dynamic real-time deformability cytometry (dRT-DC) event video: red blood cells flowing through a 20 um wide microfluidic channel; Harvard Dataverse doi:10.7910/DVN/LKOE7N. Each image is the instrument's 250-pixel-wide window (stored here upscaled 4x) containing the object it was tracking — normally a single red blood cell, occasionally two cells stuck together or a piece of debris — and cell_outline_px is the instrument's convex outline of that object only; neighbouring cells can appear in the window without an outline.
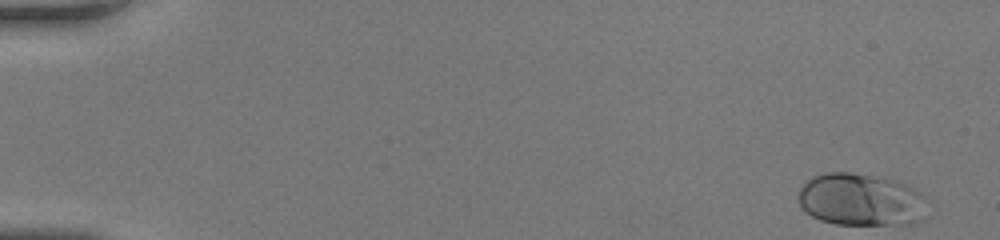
{"species": "human", "species_latin": "Homo sapiens", "temperature_condition": "room temperature", "stored_images_in_passage": 50, "camera_frame_rate_fps": 3000, "um_per_image_px": 0.085, "donor": {"sex": "female"}, "frame": {"image": 1, "passage_image": 1, "time_ms": 0.0, "image_size_px": [1000, 240], "cell_outline_px": [[924, 220], [912, 224], [836, 224], [820, 220], [804, 212], [800, 208], [796, 196], [800, 188], [812, 176], [824, 172], [848, 172], [884, 176], [908, 184], [916, 188], [920, 192]], "centroid_in_image_um": [73.11, 16.96], "position_along_channel_um": 11.9, "area_um2": 39.88}}
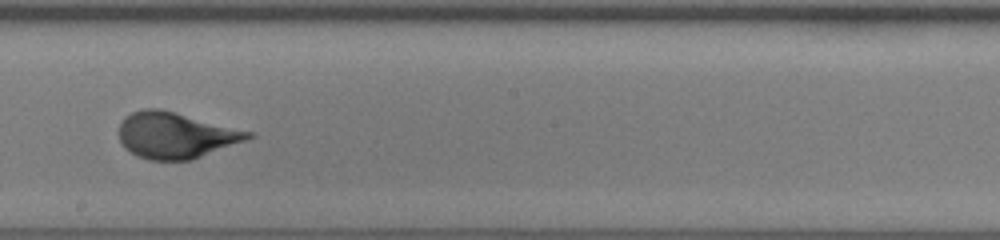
{"frame": {"image": 2, "passage_image": 29, "time_ms": 9.333, "image_size_px": [1000, 240], "cell_outline_px": [[256, 136], [192, 160], [148, 160], [136, 156], [124, 148], [120, 140], [120, 124], [124, 116], [132, 112], [144, 108], [160, 108], [252, 132]], "centroid_in_image_um": [14.9, 11.5], "position_along_channel_um": 233.3, "area_um2": 34.62}}
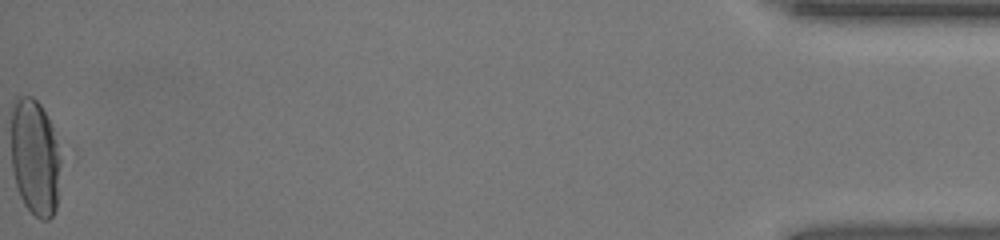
{"frame": {"image": 3, "passage_image": 50, "time_ms": 16.333, "image_size_px": [1000, 240], "cell_outline_px": [[60, 164], [56, 208], [52, 216], [48, 220], [40, 220], [24, 204], [20, 196], [16, 184], [12, 168], [12, 108], [16, 100], [20, 96], [32, 96], [40, 104], [52, 128], [60, 160]], "centroid_in_image_um": [2.96, 13.4], "position_along_channel_um": 432.2, "area_um2": 33.06}, "authors_computed_cell_mechanics": {"area_um2": 34.3332, "velocity_mm_per_s": 4.1647, "shape_relaxation_time_tau1_ms": 3.4306, "shape_relaxation_time_tau2_ms": null, "deformation_change_tau1": 0.1748, "deformation_change_tau2": null}}